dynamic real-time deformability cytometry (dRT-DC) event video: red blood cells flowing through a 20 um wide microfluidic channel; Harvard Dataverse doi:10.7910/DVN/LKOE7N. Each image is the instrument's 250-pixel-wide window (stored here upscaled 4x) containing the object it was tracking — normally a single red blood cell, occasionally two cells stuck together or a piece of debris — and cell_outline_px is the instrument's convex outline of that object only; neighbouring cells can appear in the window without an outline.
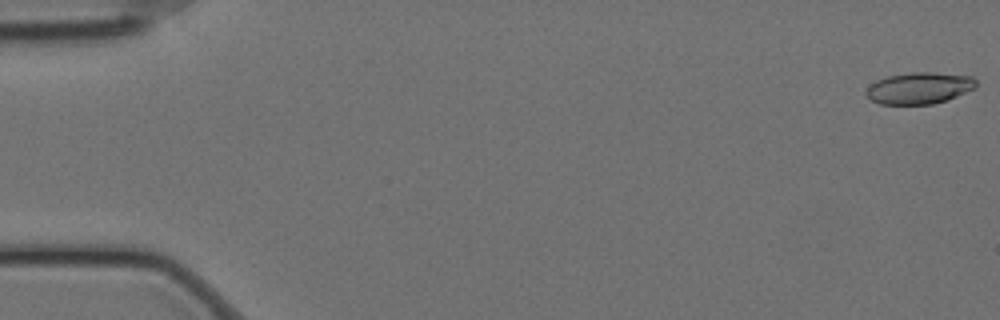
{"species": "Egyptian fruit bat (a non-hibernating species)", "species_latin": "Rousettus aegyptiacus", "temperature_condition": "cold", "stored_images_in_passage": 22, "camera_frame_rate_fps": 3000, "um_per_image_px": 0.085, "animal": {"sex": "female"}, "frame": {"image": 1, "passage_image": 1, "time_ms": 0.0, "image_size_px": [1000, 320], "cell_outline_px": [[976, 88], [948, 100], [932, 104], [880, 104], [872, 100], [864, 92], [876, 80], [888, 76], [912, 72], [932, 72], [972, 76], [976, 80]], "centroid_in_image_um": [78.17, 7.49], "position_along_channel_um": 6.8, "area_um2": 20.23}}
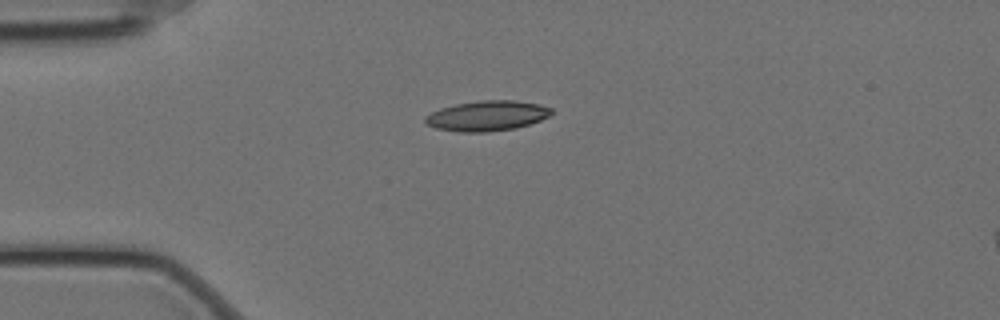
{"frame": {"image": 2, "passage_image": 15, "time_ms": 4.667, "image_size_px": [1000, 320], "cell_outline_px": [[552, 112], [548, 116], [540, 120], [516, 128], [488, 132], [460, 132], [436, 128], [424, 124], [424, 116], [440, 108], [456, 104], [480, 100], [516, 100], [540, 104], [552, 108]], "centroid_in_image_um": [41.37, 9.84], "position_along_channel_um": 43.6, "area_um2": 22.31}}
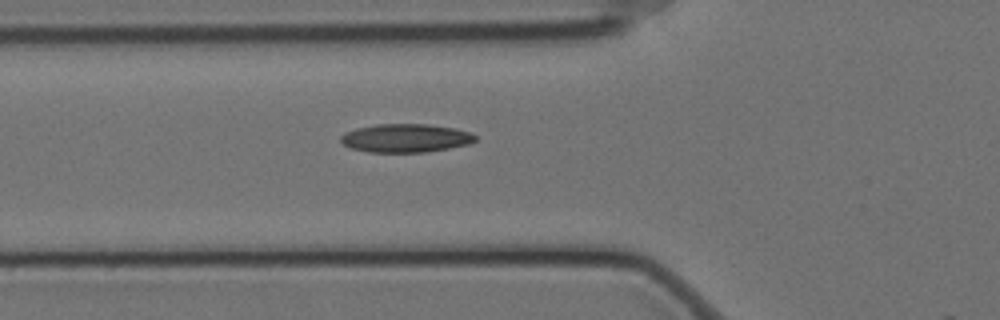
{"frame": {"image": 3, "passage_image": 21, "time_ms": 6.667, "image_size_px": [1000, 320], "cell_outline_px": [[476, 140], [468, 144], [448, 148], [424, 152], [368, 152], [352, 148], [344, 144], [340, 140], [340, 136], [344, 132], [356, 128], [376, 124], [428, 124], [452, 128], [472, 132], [476, 136]], "centroid_in_image_um": [34.46, 11.73], "position_along_channel_um": 91.3, "area_um2": 22.25}}